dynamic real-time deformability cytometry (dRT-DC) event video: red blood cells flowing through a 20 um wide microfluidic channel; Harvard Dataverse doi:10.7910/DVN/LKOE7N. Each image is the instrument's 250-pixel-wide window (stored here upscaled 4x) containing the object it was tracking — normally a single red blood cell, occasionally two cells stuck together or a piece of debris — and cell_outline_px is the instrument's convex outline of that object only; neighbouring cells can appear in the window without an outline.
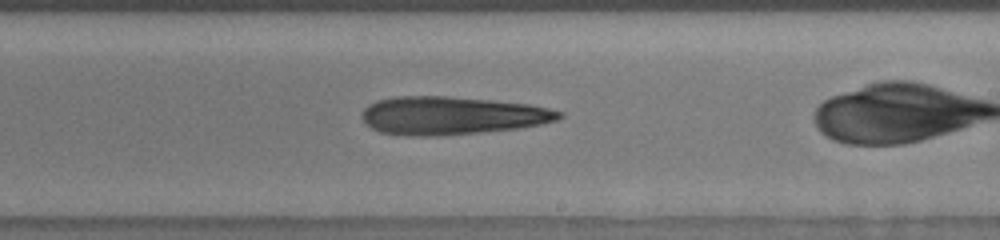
{"species": "human", "species_latin": "Homo sapiens", "temperature_condition": "room temperature", "stored_images_in_passage": 61, "camera_frame_rate_fps": 3000, "um_per_image_px": 0.085, "donor": {"sex": "male"}, "frame": {"image": 1, "passage_image": 44, "time_ms": 11.333, "image_size_px": [1000, 240], "cell_outline_px": [[564, 116], [556, 120], [540, 124], [520, 128], [480, 132], [436, 136], [408, 136], [380, 132], [372, 128], [360, 116], [360, 112], [368, 104], [376, 100], [396, 96], [444, 96], [492, 100], [528, 104], [548, 108], [564, 112]], "centroid_in_image_um": [38.37, 9.82], "position_along_channel_um": 250.6, "area_um2": 43.87}}